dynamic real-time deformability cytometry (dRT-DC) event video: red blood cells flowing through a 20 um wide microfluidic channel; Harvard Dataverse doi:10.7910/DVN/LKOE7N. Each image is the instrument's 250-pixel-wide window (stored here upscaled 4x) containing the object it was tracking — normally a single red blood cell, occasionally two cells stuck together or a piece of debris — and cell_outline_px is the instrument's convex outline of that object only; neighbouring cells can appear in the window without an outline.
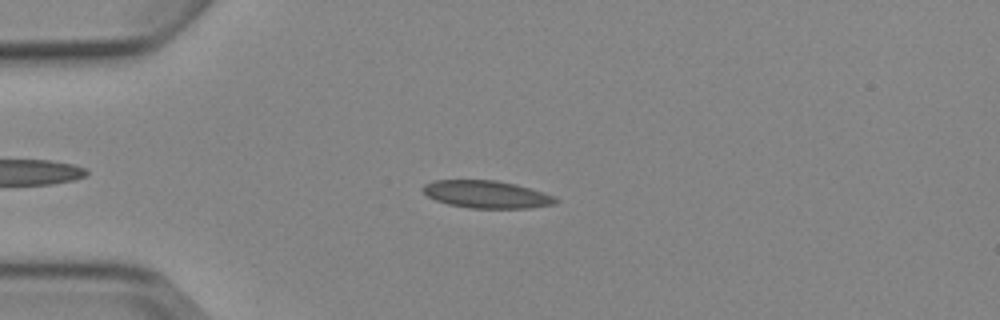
{"species": "Egyptian fruit bat (a non-hibernating species)", "species_latin": "Rousettus aegyptiacus", "temperature_condition": "cold", "stored_images_in_passage": 4, "camera_frame_rate_fps": 3000, "um_per_image_px": 0.085, "animal": {"sex": "female"}, "frame": {"image": 1, "passage_image": 4, "time_ms": 3.667, "image_size_px": [1000, 320], "cell_outline_px": [[560, 200], [556, 204], [532, 208], [468, 208], [448, 204], [436, 200], [428, 196], [420, 188], [424, 184], [432, 180], [496, 180], [516, 184], [544, 192], [556, 196]], "centroid_in_image_um": [41.39, 16.52], "position_along_channel_um": 43.6, "area_um2": 21.56}}